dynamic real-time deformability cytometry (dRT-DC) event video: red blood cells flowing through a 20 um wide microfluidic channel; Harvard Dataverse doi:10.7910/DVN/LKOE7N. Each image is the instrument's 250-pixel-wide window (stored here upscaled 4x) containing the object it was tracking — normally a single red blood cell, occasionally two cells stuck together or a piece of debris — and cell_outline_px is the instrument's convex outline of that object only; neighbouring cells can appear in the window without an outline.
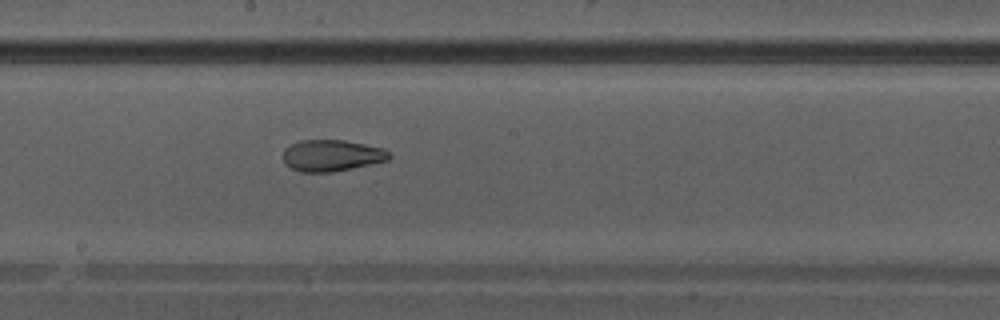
{"species": "Egyptian fruit bat (a non-hibernating species)", "species_latin": "Rousettus aegyptiacus", "temperature_condition": "warm", "stored_images_in_passage": 40, "camera_frame_rate_fps": 3000, "um_per_image_px": 0.085, "animal": {"sex": "male"}, "frame": {"image": 1, "passage_image": 23, "time_ms": 7.333, "image_size_px": [1000, 320], "cell_outline_px": [[392, 156], [388, 160], [352, 168], [332, 172], [300, 172], [284, 164], [284, 148], [300, 140], [344, 140], [384, 148]], "centroid_in_image_um": [28.19, 13.22], "position_along_channel_um": 220.0, "area_um2": 19.42}}